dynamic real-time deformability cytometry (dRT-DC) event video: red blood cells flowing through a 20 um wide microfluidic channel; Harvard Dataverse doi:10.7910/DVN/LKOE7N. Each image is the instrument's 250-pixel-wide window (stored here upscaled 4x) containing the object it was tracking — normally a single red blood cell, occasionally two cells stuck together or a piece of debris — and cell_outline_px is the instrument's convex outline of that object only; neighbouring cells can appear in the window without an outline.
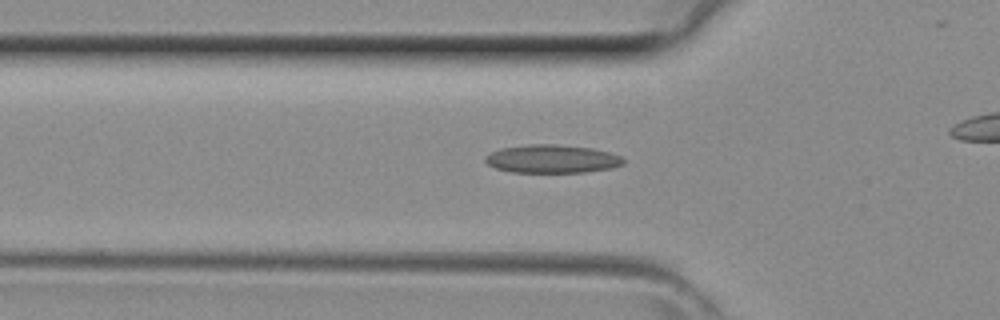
{"species": "common noctule bat (a hibernating species)", "species_latin": "Nyctalus noctula", "temperature_condition": "room temperature", "stored_images_in_passage": 34, "camera_frame_rate_fps": 3000, "um_per_image_px": 0.085, "animal": {"sex": "female", "body_mass_g": 29.2, "forearm_length_mm": 56.3}, "frame": {"image": 1, "passage_image": 14, "time_ms": 4.333, "image_size_px": [1000, 320], "cell_outline_px": [[624, 164], [612, 168], [584, 172], [512, 172], [496, 168], [488, 164], [484, 160], [484, 156], [500, 148], [528, 144], [552, 144], [592, 148], [608, 152], [620, 156], [624, 160]], "centroid_in_image_um": [46.9, 13.5], "position_along_channel_um": 78.9, "area_um2": 22.66}}
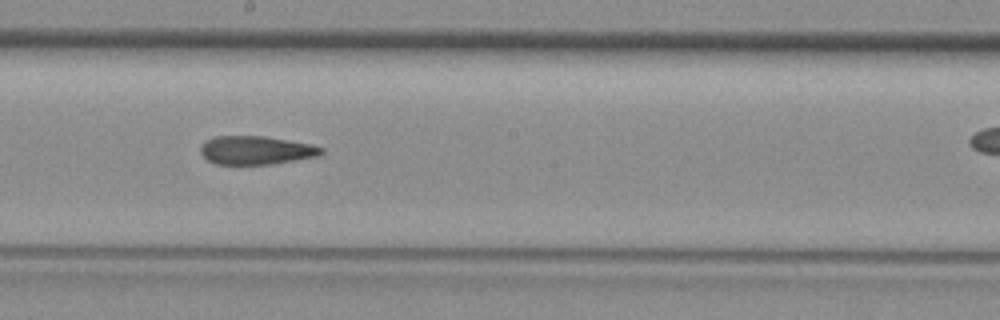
{"frame": {"image": 2, "passage_image": 23, "time_ms": 7.333, "image_size_px": [1000, 320], "cell_outline_px": [[324, 152], [320, 156], [272, 164], [216, 164], [208, 160], [200, 152], [200, 144], [204, 140], [216, 136], [264, 136], [312, 144], [324, 148]], "centroid_in_image_um": [21.77, 12.76], "position_along_channel_um": 226.4, "area_um2": 20.23}}
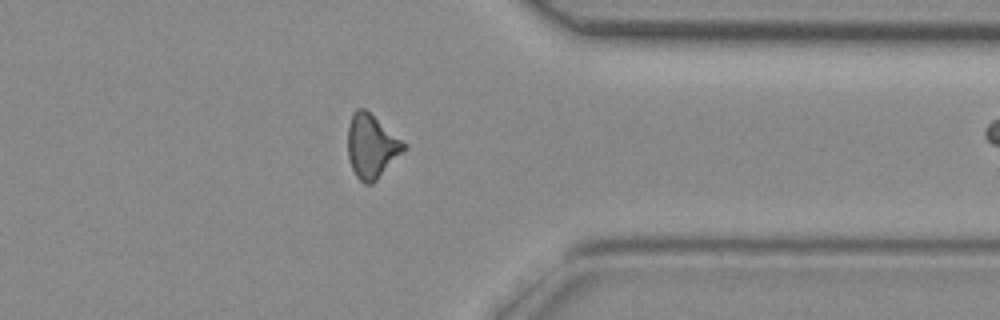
{"frame": {"image": 3, "passage_image": 33, "time_ms": 10.667, "image_size_px": [1000, 320], "cell_outline_px": [[408, 148], [372, 184], [364, 184], [356, 176], [352, 168], [348, 156], [348, 124], [352, 112], [356, 108], [364, 108], [408, 144]], "centroid_in_image_um": [31.6, 12.42], "position_along_channel_um": 379.8, "area_um2": 20.98}}